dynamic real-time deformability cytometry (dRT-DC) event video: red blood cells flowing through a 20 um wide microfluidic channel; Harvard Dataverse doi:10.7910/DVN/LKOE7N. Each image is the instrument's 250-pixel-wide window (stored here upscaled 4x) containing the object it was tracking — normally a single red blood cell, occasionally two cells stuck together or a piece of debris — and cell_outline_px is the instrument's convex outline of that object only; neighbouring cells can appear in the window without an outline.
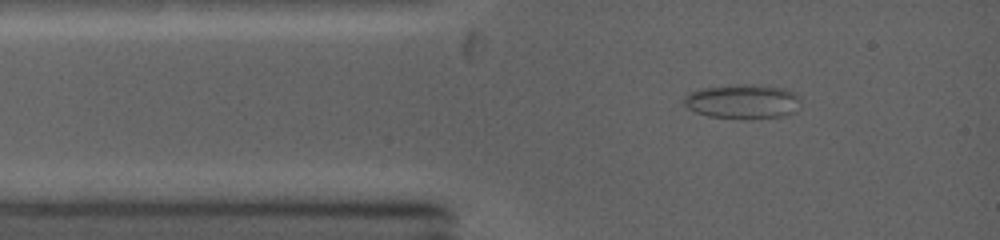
{"species": "common noctule bat (a hibernating species)", "species_latin": "Nyctalus noctula", "temperature_condition": "warm", "stored_images_in_passage": 2, "camera_frame_rate_fps": 5000, "um_per_image_px": 0.085, "animal": {"sex": "female", "body_mass_g": 19.0, "forearm_length_mm": 53.3}, "frame": {"image": 1, "passage_image": 1, "time_ms": 0.0, "image_size_px": [1000, 240], "cell_outline_px": [[800, 108], [796, 112], [788, 116], [752, 120], [740, 120], [708, 116], [696, 112], [688, 108], [684, 104], [684, 100], [688, 92], [704, 88], [784, 88], [792, 92], [796, 96]], "centroid_in_image_um": [63.14, 8.74], "position_along_channel_um": 21.9, "area_um2": 22.54}}